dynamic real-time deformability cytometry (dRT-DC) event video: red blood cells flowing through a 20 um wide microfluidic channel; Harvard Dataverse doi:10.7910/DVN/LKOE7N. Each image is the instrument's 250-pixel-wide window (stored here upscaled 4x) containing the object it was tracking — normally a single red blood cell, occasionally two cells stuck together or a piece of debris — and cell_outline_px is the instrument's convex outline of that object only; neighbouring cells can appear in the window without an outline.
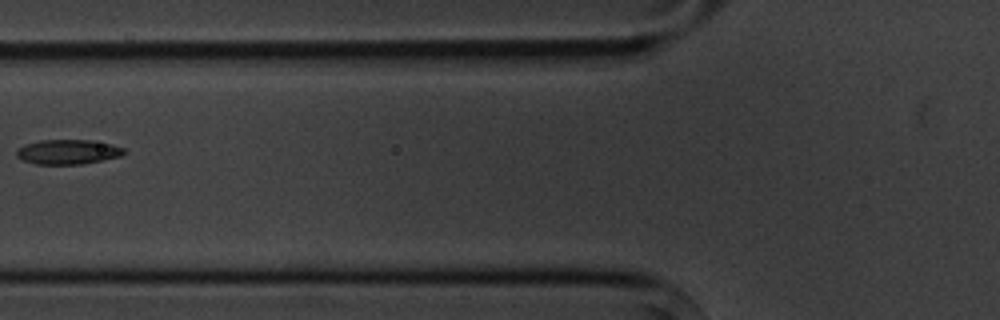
{"species": "common noctule bat (a hibernating species)", "species_latin": "Nyctalus noctula", "temperature_condition": "cold", "stored_images_in_passage": 7, "camera_frame_rate_fps": 3000, "um_per_image_px": 0.085, "animal": {"sex": "male", "body_mass_g": 20.1, "forearm_length_mm": 53.5}, "frame": {"image": 1, "passage_image": 7, "time_ms": 7.0, "image_size_px": [1000, 320], "cell_outline_px": [[128, 152], [120, 156], [80, 164], [36, 164], [24, 160], [16, 156], [16, 148], [24, 144], [40, 140], [92, 140], [112, 144], [124, 148]], "centroid_in_image_um": [5.76, 12.9], "position_along_channel_um": 120.0, "area_um2": 15.49}}